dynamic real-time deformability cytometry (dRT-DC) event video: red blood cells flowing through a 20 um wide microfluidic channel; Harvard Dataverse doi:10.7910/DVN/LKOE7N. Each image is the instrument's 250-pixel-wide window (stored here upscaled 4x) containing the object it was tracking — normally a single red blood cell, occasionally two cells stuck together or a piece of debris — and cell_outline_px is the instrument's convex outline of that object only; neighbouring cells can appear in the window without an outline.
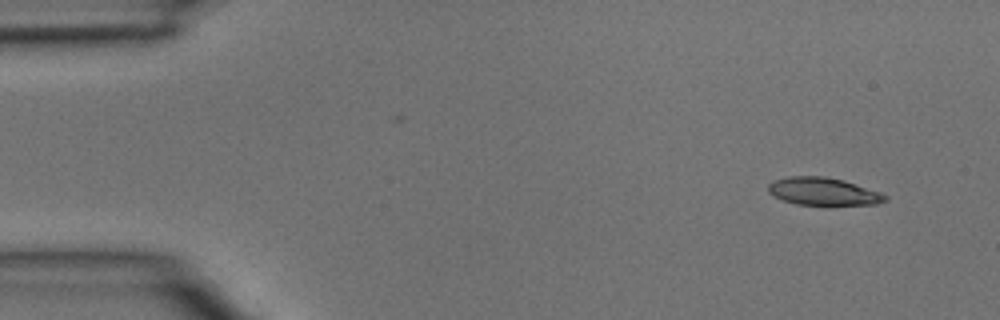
{"species": "common noctule bat (a hibernating species)", "species_latin": "Nyctalus noctula", "temperature_condition": "room temperature", "stored_images_in_passage": 4, "camera_frame_rate_fps": 3000, "um_per_image_px": 0.085, "animal": {"sex": "male", "body_mass_g": 15.6}, "frame": {"image": 1, "passage_image": 1, "time_ms": 0.0, "image_size_px": [1000, 320], "cell_outline_px": [[888, 200], [876, 204], [828, 208], [796, 204], [772, 196], [768, 192], [768, 184], [772, 180], [788, 176], [824, 176], [844, 180], [880, 192], [888, 196]], "centroid_in_image_um": [69.99, 16.32], "position_along_channel_um": 15.0, "area_um2": 19.94}}